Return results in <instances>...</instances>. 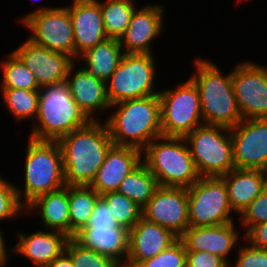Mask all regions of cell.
Returning <instances> with one entry per match:
<instances>
[{"mask_svg":"<svg viewBox=\"0 0 267 267\" xmlns=\"http://www.w3.org/2000/svg\"><path fill=\"white\" fill-rule=\"evenodd\" d=\"M101 121H91L58 141L66 185L89 186L114 145L106 122Z\"/></svg>","mask_w":267,"mask_h":267,"instance_id":"obj_1","label":"cell"},{"mask_svg":"<svg viewBox=\"0 0 267 267\" xmlns=\"http://www.w3.org/2000/svg\"><path fill=\"white\" fill-rule=\"evenodd\" d=\"M110 110L112 114L104 121L114 145L143 150L153 139L162 136L158 94L121 101L112 104Z\"/></svg>","mask_w":267,"mask_h":267,"instance_id":"obj_2","label":"cell"},{"mask_svg":"<svg viewBox=\"0 0 267 267\" xmlns=\"http://www.w3.org/2000/svg\"><path fill=\"white\" fill-rule=\"evenodd\" d=\"M189 77L197 86L204 124L232 128L242 116L234 95L231 72L225 75L211 59L195 57Z\"/></svg>","mask_w":267,"mask_h":267,"instance_id":"obj_3","label":"cell"},{"mask_svg":"<svg viewBox=\"0 0 267 267\" xmlns=\"http://www.w3.org/2000/svg\"><path fill=\"white\" fill-rule=\"evenodd\" d=\"M92 120L72 98L65 82L43 86L29 138L39 141H59L62 137Z\"/></svg>","mask_w":267,"mask_h":267,"instance_id":"obj_4","label":"cell"},{"mask_svg":"<svg viewBox=\"0 0 267 267\" xmlns=\"http://www.w3.org/2000/svg\"><path fill=\"white\" fill-rule=\"evenodd\" d=\"M23 186L15 184L20 204L26 208L37 197L66 186L58 141L27 138Z\"/></svg>","mask_w":267,"mask_h":267,"instance_id":"obj_5","label":"cell"},{"mask_svg":"<svg viewBox=\"0 0 267 267\" xmlns=\"http://www.w3.org/2000/svg\"><path fill=\"white\" fill-rule=\"evenodd\" d=\"M142 161L162 187H191L200 176L184 137L153 139L142 150Z\"/></svg>","mask_w":267,"mask_h":267,"instance_id":"obj_6","label":"cell"},{"mask_svg":"<svg viewBox=\"0 0 267 267\" xmlns=\"http://www.w3.org/2000/svg\"><path fill=\"white\" fill-rule=\"evenodd\" d=\"M184 139L200 177H222L235 168L230 128L202 124Z\"/></svg>","mask_w":267,"mask_h":267,"instance_id":"obj_7","label":"cell"},{"mask_svg":"<svg viewBox=\"0 0 267 267\" xmlns=\"http://www.w3.org/2000/svg\"><path fill=\"white\" fill-rule=\"evenodd\" d=\"M155 54L125 53L119 66L106 81V92L110 104L129 99L157 95L158 73Z\"/></svg>","mask_w":267,"mask_h":267,"instance_id":"obj_8","label":"cell"},{"mask_svg":"<svg viewBox=\"0 0 267 267\" xmlns=\"http://www.w3.org/2000/svg\"><path fill=\"white\" fill-rule=\"evenodd\" d=\"M161 104V132L165 137H185L197 126L204 124L200 94L188 78L176 87L159 91Z\"/></svg>","mask_w":267,"mask_h":267,"instance_id":"obj_9","label":"cell"},{"mask_svg":"<svg viewBox=\"0 0 267 267\" xmlns=\"http://www.w3.org/2000/svg\"><path fill=\"white\" fill-rule=\"evenodd\" d=\"M34 43L75 60L74 30L67 6H39L20 19Z\"/></svg>","mask_w":267,"mask_h":267,"instance_id":"obj_10","label":"cell"},{"mask_svg":"<svg viewBox=\"0 0 267 267\" xmlns=\"http://www.w3.org/2000/svg\"><path fill=\"white\" fill-rule=\"evenodd\" d=\"M189 224L195 227L236 222L222 177H200L187 188Z\"/></svg>","mask_w":267,"mask_h":267,"instance_id":"obj_11","label":"cell"},{"mask_svg":"<svg viewBox=\"0 0 267 267\" xmlns=\"http://www.w3.org/2000/svg\"><path fill=\"white\" fill-rule=\"evenodd\" d=\"M231 81L242 119L267 118V65L238 62Z\"/></svg>","mask_w":267,"mask_h":267,"instance_id":"obj_12","label":"cell"},{"mask_svg":"<svg viewBox=\"0 0 267 267\" xmlns=\"http://www.w3.org/2000/svg\"><path fill=\"white\" fill-rule=\"evenodd\" d=\"M237 169H267V118L242 119L230 128Z\"/></svg>","mask_w":267,"mask_h":267,"instance_id":"obj_13","label":"cell"},{"mask_svg":"<svg viewBox=\"0 0 267 267\" xmlns=\"http://www.w3.org/2000/svg\"><path fill=\"white\" fill-rule=\"evenodd\" d=\"M142 217L180 238L190 226L187 188L159 186L142 208Z\"/></svg>","mask_w":267,"mask_h":267,"instance_id":"obj_14","label":"cell"},{"mask_svg":"<svg viewBox=\"0 0 267 267\" xmlns=\"http://www.w3.org/2000/svg\"><path fill=\"white\" fill-rule=\"evenodd\" d=\"M12 52L33 73L40 88L65 82L70 67L76 62L72 57L52 52L28 37Z\"/></svg>","mask_w":267,"mask_h":267,"instance_id":"obj_15","label":"cell"},{"mask_svg":"<svg viewBox=\"0 0 267 267\" xmlns=\"http://www.w3.org/2000/svg\"><path fill=\"white\" fill-rule=\"evenodd\" d=\"M165 8L159 2L136 8L124 35L119 39L124 53L154 54L152 43L164 31Z\"/></svg>","mask_w":267,"mask_h":267,"instance_id":"obj_16","label":"cell"},{"mask_svg":"<svg viewBox=\"0 0 267 267\" xmlns=\"http://www.w3.org/2000/svg\"><path fill=\"white\" fill-rule=\"evenodd\" d=\"M234 223L236 222L205 227L189 226L180 239L186 251H207L230 265L233 263L230 260L231 251L243 241V232L237 230Z\"/></svg>","mask_w":267,"mask_h":267,"instance_id":"obj_17","label":"cell"},{"mask_svg":"<svg viewBox=\"0 0 267 267\" xmlns=\"http://www.w3.org/2000/svg\"><path fill=\"white\" fill-rule=\"evenodd\" d=\"M74 30L75 61L86 50L107 39L100 3L97 0H72L67 6Z\"/></svg>","mask_w":267,"mask_h":267,"instance_id":"obj_18","label":"cell"},{"mask_svg":"<svg viewBox=\"0 0 267 267\" xmlns=\"http://www.w3.org/2000/svg\"><path fill=\"white\" fill-rule=\"evenodd\" d=\"M75 62L69 69L65 83L74 101L92 120H100L98 113L110 112V102L106 92V82L89 74L83 66ZM80 67V68H79ZM75 71V72H74ZM74 72V73H73ZM98 112V113H97Z\"/></svg>","mask_w":267,"mask_h":267,"instance_id":"obj_19","label":"cell"},{"mask_svg":"<svg viewBox=\"0 0 267 267\" xmlns=\"http://www.w3.org/2000/svg\"><path fill=\"white\" fill-rule=\"evenodd\" d=\"M15 235L18 243L11 247L12 253L29 259L34 267H46L54 261L65 251L67 241L70 239L62 232L48 229H40L31 234L21 230Z\"/></svg>","mask_w":267,"mask_h":267,"instance_id":"obj_20","label":"cell"},{"mask_svg":"<svg viewBox=\"0 0 267 267\" xmlns=\"http://www.w3.org/2000/svg\"><path fill=\"white\" fill-rule=\"evenodd\" d=\"M142 162V150L113 145L89 185L99 195L117 191L124 178Z\"/></svg>","mask_w":267,"mask_h":267,"instance_id":"obj_21","label":"cell"},{"mask_svg":"<svg viewBox=\"0 0 267 267\" xmlns=\"http://www.w3.org/2000/svg\"><path fill=\"white\" fill-rule=\"evenodd\" d=\"M178 237L170 230L143 217L129 231V251L126 262L135 267L172 245Z\"/></svg>","mask_w":267,"mask_h":267,"instance_id":"obj_22","label":"cell"},{"mask_svg":"<svg viewBox=\"0 0 267 267\" xmlns=\"http://www.w3.org/2000/svg\"><path fill=\"white\" fill-rule=\"evenodd\" d=\"M129 231L126 227L81 228L72 239L82 248L106 255L115 262H126Z\"/></svg>","mask_w":267,"mask_h":267,"instance_id":"obj_23","label":"cell"},{"mask_svg":"<svg viewBox=\"0 0 267 267\" xmlns=\"http://www.w3.org/2000/svg\"><path fill=\"white\" fill-rule=\"evenodd\" d=\"M232 211L241 212L267 187L266 171L234 168L222 176Z\"/></svg>","mask_w":267,"mask_h":267,"instance_id":"obj_24","label":"cell"},{"mask_svg":"<svg viewBox=\"0 0 267 267\" xmlns=\"http://www.w3.org/2000/svg\"><path fill=\"white\" fill-rule=\"evenodd\" d=\"M36 211L43 229L59 231L69 237L68 185L37 197L25 208V214L31 215Z\"/></svg>","mask_w":267,"mask_h":267,"instance_id":"obj_25","label":"cell"},{"mask_svg":"<svg viewBox=\"0 0 267 267\" xmlns=\"http://www.w3.org/2000/svg\"><path fill=\"white\" fill-rule=\"evenodd\" d=\"M124 54L118 39L107 38L81 54L77 63L83 64L81 66L92 76L106 82L119 66Z\"/></svg>","mask_w":267,"mask_h":267,"instance_id":"obj_26","label":"cell"},{"mask_svg":"<svg viewBox=\"0 0 267 267\" xmlns=\"http://www.w3.org/2000/svg\"><path fill=\"white\" fill-rule=\"evenodd\" d=\"M159 187L156 177L142 161L120 183L118 193L124 194L143 208Z\"/></svg>","mask_w":267,"mask_h":267,"instance_id":"obj_27","label":"cell"},{"mask_svg":"<svg viewBox=\"0 0 267 267\" xmlns=\"http://www.w3.org/2000/svg\"><path fill=\"white\" fill-rule=\"evenodd\" d=\"M99 197L90 186L68 185L70 238L87 224Z\"/></svg>","mask_w":267,"mask_h":267,"instance_id":"obj_28","label":"cell"},{"mask_svg":"<svg viewBox=\"0 0 267 267\" xmlns=\"http://www.w3.org/2000/svg\"><path fill=\"white\" fill-rule=\"evenodd\" d=\"M103 16L104 30L107 38L120 39L136 10V0H97Z\"/></svg>","mask_w":267,"mask_h":267,"instance_id":"obj_29","label":"cell"},{"mask_svg":"<svg viewBox=\"0 0 267 267\" xmlns=\"http://www.w3.org/2000/svg\"><path fill=\"white\" fill-rule=\"evenodd\" d=\"M3 105L13 115V118L18 121H27L36 119L39 90H25L17 88H0ZM32 118V119H31Z\"/></svg>","mask_w":267,"mask_h":267,"instance_id":"obj_30","label":"cell"},{"mask_svg":"<svg viewBox=\"0 0 267 267\" xmlns=\"http://www.w3.org/2000/svg\"><path fill=\"white\" fill-rule=\"evenodd\" d=\"M6 59L0 62L2 79L0 88H17L25 90H40L35 76L12 52L6 55Z\"/></svg>","mask_w":267,"mask_h":267,"instance_id":"obj_31","label":"cell"},{"mask_svg":"<svg viewBox=\"0 0 267 267\" xmlns=\"http://www.w3.org/2000/svg\"><path fill=\"white\" fill-rule=\"evenodd\" d=\"M100 196L109 205L121 226L130 230L142 218V208L124 194L114 191Z\"/></svg>","mask_w":267,"mask_h":267,"instance_id":"obj_32","label":"cell"},{"mask_svg":"<svg viewBox=\"0 0 267 267\" xmlns=\"http://www.w3.org/2000/svg\"><path fill=\"white\" fill-rule=\"evenodd\" d=\"M65 252L70 256L74 267H113L116 263L106 255L82 248L72 238L67 241Z\"/></svg>","mask_w":267,"mask_h":267,"instance_id":"obj_33","label":"cell"},{"mask_svg":"<svg viewBox=\"0 0 267 267\" xmlns=\"http://www.w3.org/2000/svg\"><path fill=\"white\" fill-rule=\"evenodd\" d=\"M20 215H25V208L19 202L15 186L0 175V222L11 221Z\"/></svg>","mask_w":267,"mask_h":267,"instance_id":"obj_34","label":"cell"},{"mask_svg":"<svg viewBox=\"0 0 267 267\" xmlns=\"http://www.w3.org/2000/svg\"><path fill=\"white\" fill-rule=\"evenodd\" d=\"M136 267H186V248L180 238L156 256L141 261Z\"/></svg>","mask_w":267,"mask_h":267,"instance_id":"obj_35","label":"cell"},{"mask_svg":"<svg viewBox=\"0 0 267 267\" xmlns=\"http://www.w3.org/2000/svg\"><path fill=\"white\" fill-rule=\"evenodd\" d=\"M238 228L245 229L244 233L253 225L267 222V187L258 195L239 215Z\"/></svg>","mask_w":267,"mask_h":267,"instance_id":"obj_36","label":"cell"},{"mask_svg":"<svg viewBox=\"0 0 267 267\" xmlns=\"http://www.w3.org/2000/svg\"><path fill=\"white\" fill-rule=\"evenodd\" d=\"M244 242L240 244L243 246L238 245L235 264H230V267H267V249L255 248Z\"/></svg>","mask_w":267,"mask_h":267,"instance_id":"obj_37","label":"cell"},{"mask_svg":"<svg viewBox=\"0 0 267 267\" xmlns=\"http://www.w3.org/2000/svg\"><path fill=\"white\" fill-rule=\"evenodd\" d=\"M115 228L124 227L121 226L116 217L111 212V208L105 202V200L100 196L94 206V210L83 228Z\"/></svg>","mask_w":267,"mask_h":267,"instance_id":"obj_38","label":"cell"},{"mask_svg":"<svg viewBox=\"0 0 267 267\" xmlns=\"http://www.w3.org/2000/svg\"><path fill=\"white\" fill-rule=\"evenodd\" d=\"M186 267H230L221 257L207 251H186Z\"/></svg>","mask_w":267,"mask_h":267,"instance_id":"obj_39","label":"cell"},{"mask_svg":"<svg viewBox=\"0 0 267 267\" xmlns=\"http://www.w3.org/2000/svg\"><path fill=\"white\" fill-rule=\"evenodd\" d=\"M243 239L255 248L267 249V222L251 226L243 233Z\"/></svg>","mask_w":267,"mask_h":267,"instance_id":"obj_40","label":"cell"},{"mask_svg":"<svg viewBox=\"0 0 267 267\" xmlns=\"http://www.w3.org/2000/svg\"><path fill=\"white\" fill-rule=\"evenodd\" d=\"M1 228V225H0ZM5 236L2 233V229H0V267H6L9 260V255H12V249L7 248L8 246L6 245L5 241ZM10 251V253H9Z\"/></svg>","mask_w":267,"mask_h":267,"instance_id":"obj_41","label":"cell"},{"mask_svg":"<svg viewBox=\"0 0 267 267\" xmlns=\"http://www.w3.org/2000/svg\"><path fill=\"white\" fill-rule=\"evenodd\" d=\"M46 267H74V265L70 256L64 251L60 256H58Z\"/></svg>","mask_w":267,"mask_h":267,"instance_id":"obj_42","label":"cell"},{"mask_svg":"<svg viewBox=\"0 0 267 267\" xmlns=\"http://www.w3.org/2000/svg\"><path fill=\"white\" fill-rule=\"evenodd\" d=\"M113 267H135V266L128 262H116Z\"/></svg>","mask_w":267,"mask_h":267,"instance_id":"obj_43","label":"cell"},{"mask_svg":"<svg viewBox=\"0 0 267 267\" xmlns=\"http://www.w3.org/2000/svg\"><path fill=\"white\" fill-rule=\"evenodd\" d=\"M236 1H237L238 3H239V2H240V3H241V2L243 3V2H248V1H250V0H236Z\"/></svg>","mask_w":267,"mask_h":267,"instance_id":"obj_44","label":"cell"}]
</instances>
